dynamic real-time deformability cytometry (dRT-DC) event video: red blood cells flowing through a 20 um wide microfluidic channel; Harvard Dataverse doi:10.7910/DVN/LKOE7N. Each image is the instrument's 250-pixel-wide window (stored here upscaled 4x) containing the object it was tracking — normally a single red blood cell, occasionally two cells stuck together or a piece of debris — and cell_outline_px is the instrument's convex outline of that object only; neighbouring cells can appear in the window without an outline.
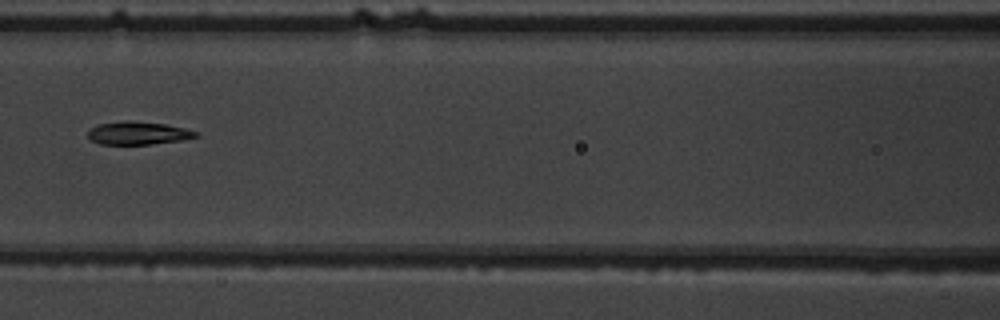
{"species": "common noctule bat (a hibernating species)", "species_latin": "Nyctalus noctula", "temperature_condition": "warm", "stored_images_in_passage": 5, "camera_frame_rate_fps": 3000, "um_per_image_px": 0.085, "animal": {"sex": "male", "body_mass_g": 19.5, "forearm_length_mm": 54.6}, "frame": {"image": 1, "passage_image": 5, "time_ms": 5.0, "image_size_px": [1000, 320], "cell_outline_px": [[200, 136], [184, 140], [152, 144], [100, 144], [92, 140], [88, 136], [88, 128], [100, 124], [124, 120], [128, 120], [164, 124], [184, 128], [196, 132]], "centroid_in_image_um": [11.73, 11.31], "position_along_channel_um": 154.9, "area_um2": 14.45}}